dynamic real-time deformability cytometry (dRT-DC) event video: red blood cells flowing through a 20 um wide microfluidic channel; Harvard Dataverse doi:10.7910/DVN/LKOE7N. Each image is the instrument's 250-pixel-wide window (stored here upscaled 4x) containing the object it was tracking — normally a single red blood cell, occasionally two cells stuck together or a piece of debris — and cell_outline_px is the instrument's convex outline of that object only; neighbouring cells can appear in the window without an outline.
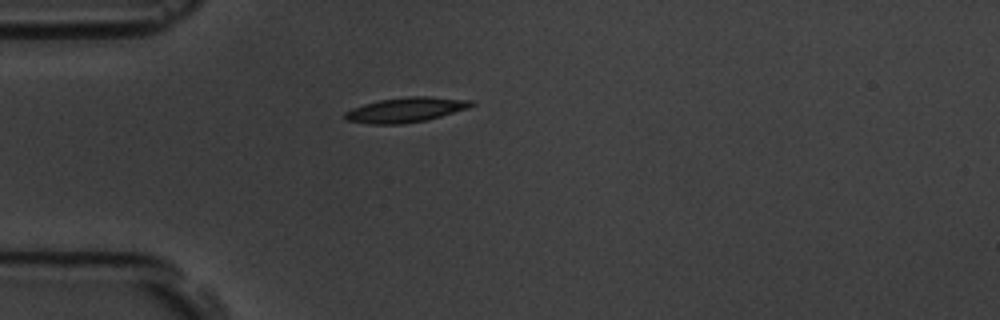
{"species": "common noctule bat (a hibernating species)", "species_latin": "Nyctalus noctula", "temperature_condition": "room temperature", "stored_images_in_passage": 6, "camera_frame_rate_fps": 3000, "um_per_image_px": 0.085, "animal": {"sex": "male", "body_mass_g": 19.5, "forearm_length_mm": 54.6}, "frame": {"image": 1, "passage_image": 6, "time_ms": 5.667, "image_size_px": [1000, 320], "cell_outline_px": [[476, 104], [468, 108], [428, 120], [400, 124], [372, 124], [348, 120], [344, 116], [344, 112], [352, 108], [364, 104], [380, 100], [408, 96], [428, 96], [476, 100]], "centroid_in_image_um": [34.56, 9.32], "position_along_channel_um": 50.4, "area_um2": 18.38}}